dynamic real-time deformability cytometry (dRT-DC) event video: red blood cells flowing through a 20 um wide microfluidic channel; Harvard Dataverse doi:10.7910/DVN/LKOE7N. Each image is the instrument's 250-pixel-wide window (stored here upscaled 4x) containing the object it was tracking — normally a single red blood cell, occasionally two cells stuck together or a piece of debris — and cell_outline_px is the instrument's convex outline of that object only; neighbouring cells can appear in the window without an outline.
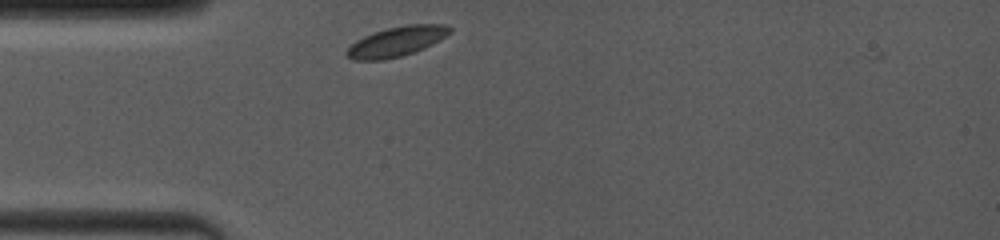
{"species": "common noctule bat (a hibernating species)", "species_latin": "Nyctalus noctula", "temperature_condition": "room temperature", "stored_images_in_passage": 3, "camera_frame_rate_fps": 4000, "um_per_image_px": 0.085, "animal": {"sex": "female", "body_mass_g": 19.0, "forearm_length_mm": 53.3}, "frame": {"image": 1, "passage_image": 1, "time_ms": 0.0, "image_size_px": [1000, 240], "cell_outline_px": [[452, 32], [440, 40], [424, 48], [400, 56], [384, 60], [356, 60], [348, 56], [344, 52], [356, 40], [364, 36], [388, 28], [408, 24], [444, 24], [452, 28]], "centroid_in_image_um": [33.74, 3.52], "position_along_channel_um": 51.3, "area_um2": 17.74}}
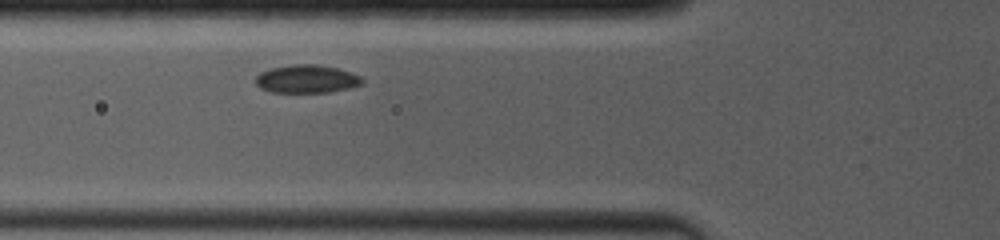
{"frame": {"image": 2, "passage_image": 3, "time_ms": 1.5, "image_size_px": [1000, 240], "cell_outline_px": [[364, 80], [360, 84], [348, 88], [328, 92], [272, 92], [260, 88], [256, 84], [256, 76], [260, 72], [272, 68], [292, 64], [316, 64], [336, 68], [360, 76]], "centroid_in_image_um": [26.03, 6.71], "position_along_channel_um": 99.8, "area_um2": 17.22}}